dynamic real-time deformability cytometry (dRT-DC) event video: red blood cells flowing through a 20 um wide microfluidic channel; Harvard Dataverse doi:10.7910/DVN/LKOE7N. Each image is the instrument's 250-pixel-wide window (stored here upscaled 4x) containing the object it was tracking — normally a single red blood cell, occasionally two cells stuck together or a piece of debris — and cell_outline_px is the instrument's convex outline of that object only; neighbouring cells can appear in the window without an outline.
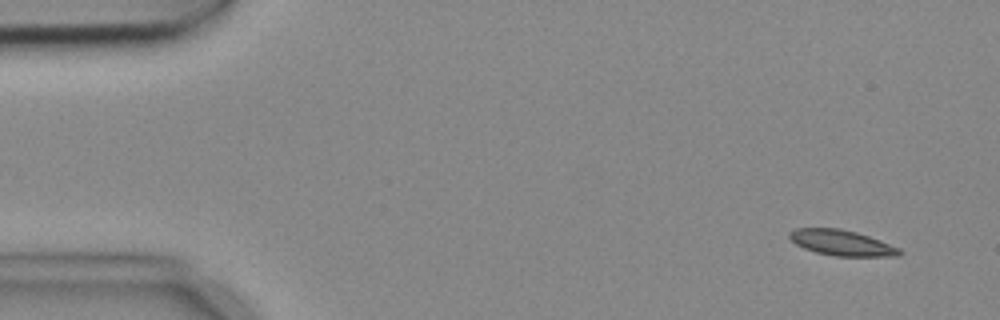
{"species": "common noctule bat (a hibernating species)", "species_latin": "Nyctalus noctula", "temperature_condition": "cold", "stored_images_in_passage": 5, "camera_frame_rate_fps": 3000, "um_per_image_px": 0.085, "animal": {"sex": "female", "body_mass_g": 18.4}, "frame": {"image": 1, "passage_image": 2, "time_ms": 0.333, "image_size_px": [1000, 320], "cell_outline_px": [[904, 252], [900, 256], [836, 256], [816, 252], [804, 248], [796, 244], [788, 236], [788, 232], [796, 228], [840, 228], [856, 232], [880, 240], [900, 248]], "centroid_in_image_um": [71.56, 20.64], "position_along_channel_um": 13.4, "area_um2": 16.42}}
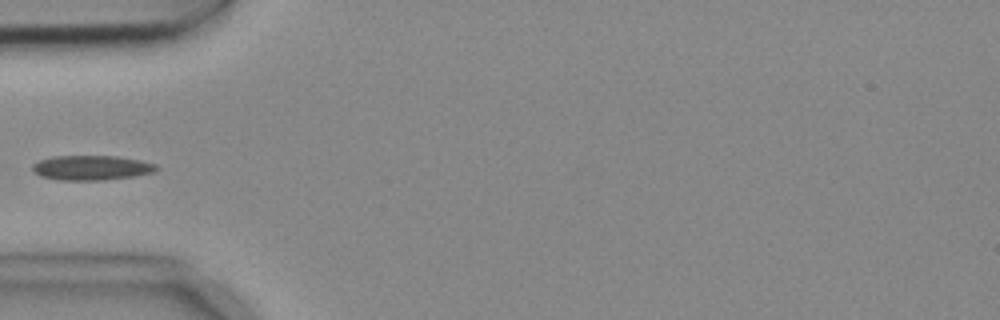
{"frame": {"image": 2, "passage_image": 5, "time_ms": 1.333, "image_size_px": [1000, 320], "cell_outline_px": [[160, 168], [156, 172], [132, 176], [100, 180], [60, 180], [40, 176], [32, 172], [32, 164], [40, 160], [52, 156], [116, 156], [140, 160], [156, 164]], "centroid_in_image_um": [7.77, 14.25], "position_along_channel_um": 77.2, "area_um2": 17.92}}